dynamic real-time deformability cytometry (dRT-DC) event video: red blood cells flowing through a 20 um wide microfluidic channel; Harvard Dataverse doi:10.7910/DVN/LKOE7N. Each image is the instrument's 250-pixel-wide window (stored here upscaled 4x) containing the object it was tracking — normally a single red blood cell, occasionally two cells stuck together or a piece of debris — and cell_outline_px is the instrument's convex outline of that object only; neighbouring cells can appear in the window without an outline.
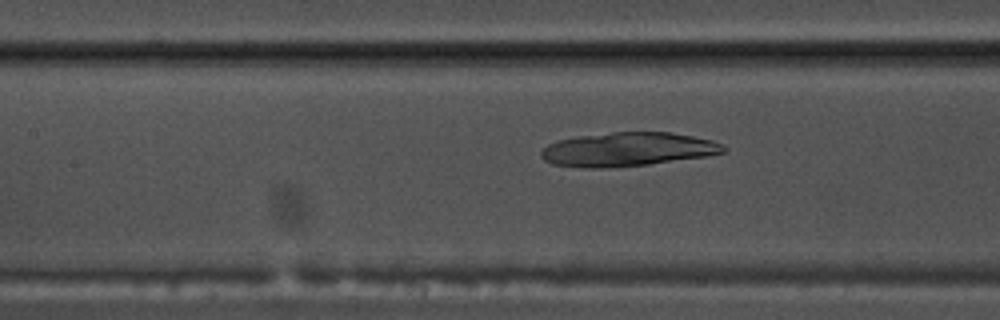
{"species": "common noctule bat (a hibernating species)", "species_latin": "Nyctalus noctula", "temperature_condition": "warm", "stored_images_in_passage": 53, "camera_frame_rate_fps": 3000, "um_per_image_px": 0.085, "animal": {"sex": "male", "body_mass_g": 17.5, "forearm_length_mm": 52.3}, "frame": {"image": 1, "passage_image": 24, "time_ms": 7.667, "image_size_px": [1000, 320], "cell_outline_px": [[728, 152], [704, 156], [648, 164], [596, 168], [584, 168], [552, 164], [544, 160], [540, 156], [540, 152], [548, 144], [556, 140], [580, 136], [612, 132], [672, 132], [712, 140], [724, 144], [728, 148]], "centroid_in_image_um": [53.36, 12.69], "position_along_channel_um": 154.0, "area_um2": 35.95}}
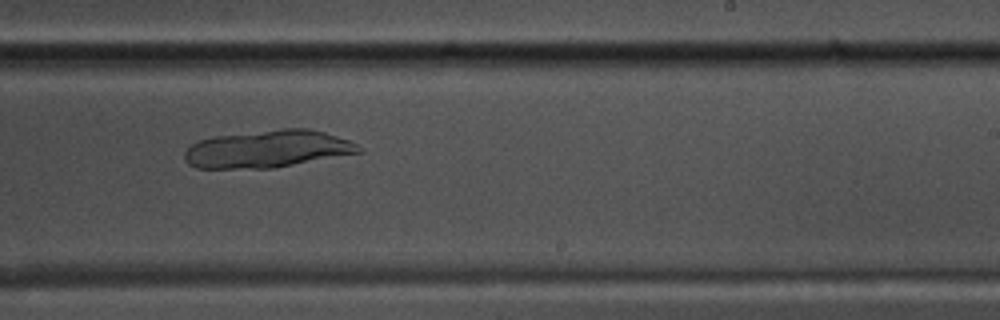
{"frame": {"image": 2, "passage_image": 33, "time_ms": 10.667, "image_size_px": [1000, 320], "cell_outline_px": [[364, 148], [360, 152], [272, 168], [196, 168], [188, 164], [184, 160], [184, 152], [192, 144], [200, 140], [212, 136], [284, 128], [308, 128], [324, 132], [348, 140]], "centroid_in_image_um": [22.71, 12.66], "position_along_channel_um": 266.3, "area_um2": 37.74}}